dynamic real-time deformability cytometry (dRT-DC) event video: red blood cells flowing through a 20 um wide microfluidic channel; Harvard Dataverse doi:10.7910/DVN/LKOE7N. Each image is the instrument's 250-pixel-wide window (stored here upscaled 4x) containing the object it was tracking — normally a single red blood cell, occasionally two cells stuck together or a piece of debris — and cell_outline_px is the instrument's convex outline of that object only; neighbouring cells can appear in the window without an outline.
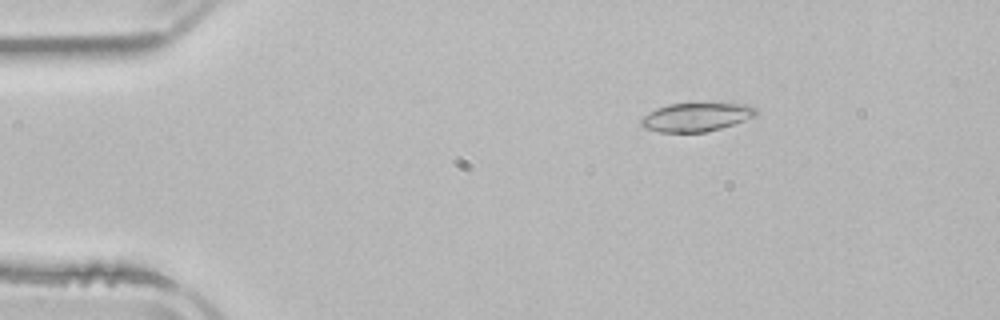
{"species": "common noctule bat (a hibernating species)", "species_latin": "Nyctalus noctula", "temperature_condition": "room temperature", "stored_images_in_passage": 4, "camera_frame_rate_fps": 3000, "um_per_image_px": 0.085, "animal": {"sex": "male", "body_mass_g": 21.5, "forearm_length_mm": 52.0}, "frame": {"image": 1, "passage_image": 3, "time_ms": 2.667, "image_size_px": [1000, 320], "cell_outline_px": [[756, 116], [708, 132], [660, 132], [644, 128], [640, 124], [640, 120], [648, 112], [656, 108], [668, 104], [748, 104], [756, 108]], "centroid_in_image_um": [59.14, 9.96], "position_along_channel_um": 25.9, "area_um2": 18.96}}